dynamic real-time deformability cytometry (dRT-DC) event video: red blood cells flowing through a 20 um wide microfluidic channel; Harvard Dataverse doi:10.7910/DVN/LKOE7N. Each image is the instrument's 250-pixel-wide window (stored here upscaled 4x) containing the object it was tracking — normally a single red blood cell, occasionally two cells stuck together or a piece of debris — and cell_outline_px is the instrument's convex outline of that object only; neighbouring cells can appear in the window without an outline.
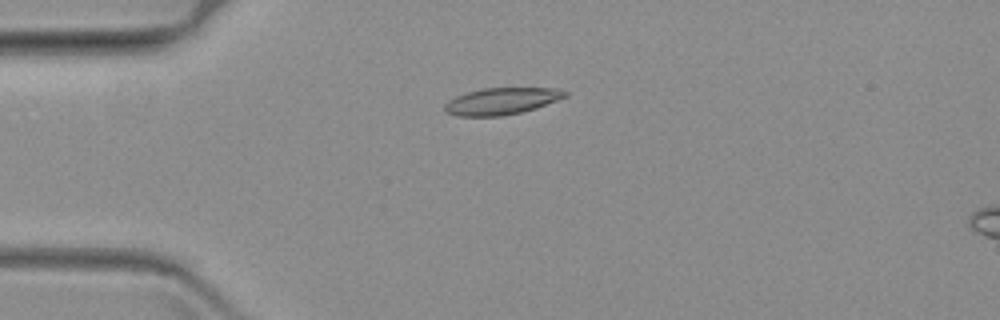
{"species": "common noctule bat (a hibernating species)", "species_latin": "Nyctalus noctula", "temperature_condition": "warm", "stored_images_in_passage": 26, "camera_frame_rate_fps": 3000, "um_per_image_px": 0.085, "animal": {"sex": "female", "body_mass_g": 19.3, "forearm_length_mm": 54.1}, "frame": {"image": 1, "passage_image": 5, "time_ms": 1.333, "image_size_px": [1000, 320], "cell_outline_px": [[568, 96], [536, 108], [520, 112], [500, 116], [460, 116], [444, 112], [444, 104], [448, 100], [456, 96], [468, 92], [484, 88], [556, 88], [568, 92]], "centroid_in_image_um": [42.63, 8.59], "position_along_channel_um": 42.4, "area_um2": 18.73}}
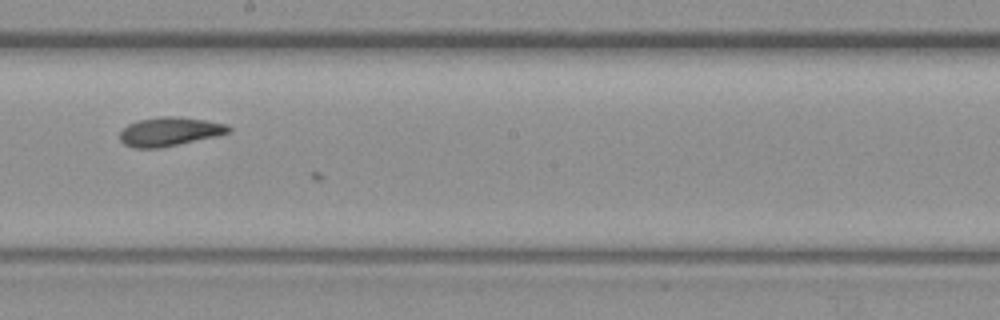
{"frame": {"image": 2, "passage_image": 25, "time_ms": 8.0, "image_size_px": [1000, 320], "cell_outline_px": [[232, 132], [216, 136], [160, 148], [132, 148], [124, 144], [120, 140], [120, 132], [128, 124], [136, 120], [164, 116], [172, 116], [204, 120], [228, 124], [232, 128]], "centroid_in_image_um": [14.42, 11.19], "position_along_channel_um": 233.8, "area_um2": 18.32}}